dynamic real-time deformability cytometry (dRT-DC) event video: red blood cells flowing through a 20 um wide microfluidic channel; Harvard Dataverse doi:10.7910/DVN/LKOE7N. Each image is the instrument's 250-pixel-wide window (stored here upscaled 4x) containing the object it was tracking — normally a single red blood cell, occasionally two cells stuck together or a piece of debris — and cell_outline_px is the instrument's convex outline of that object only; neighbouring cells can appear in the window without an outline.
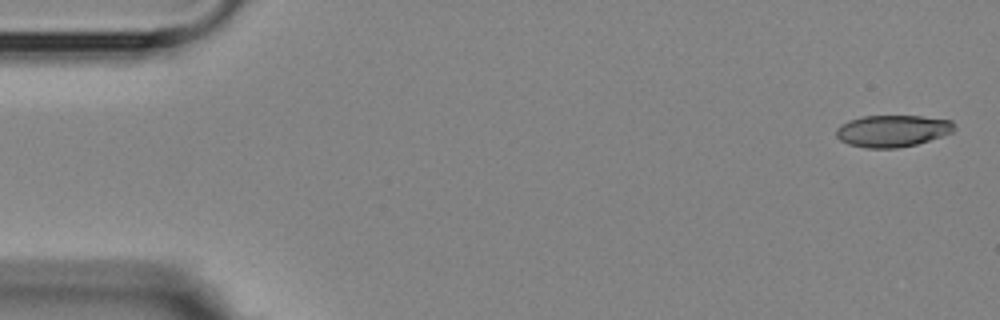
{"species": "Egyptian fruit bat (a non-hibernating species)", "species_latin": "Rousettus aegyptiacus", "temperature_condition": "room temperature", "stored_images_in_passage": 5, "camera_frame_rate_fps": 3000, "um_per_image_px": 0.085, "animal": {"sex": "female"}, "frame": {"image": 1, "passage_image": 1, "time_ms": 0.0, "image_size_px": [1000, 320], "cell_outline_px": [[956, 128], [952, 132], [916, 144], [896, 148], [864, 148], [848, 144], [840, 140], [836, 136], [836, 128], [840, 124], [848, 120], [864, 116], [920, 116], [952, 120]], "centroid_in_image_um": [75.82, 11.12], "position_along_channel_um": 9.2, "area_um2": 21.91}}
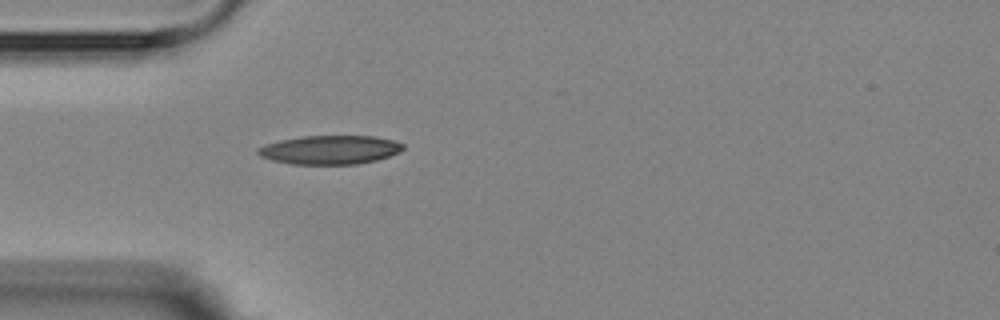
{"frame": {"image": 2, "passage_image": 5, "time_ms": 4.667, "image_size_px": [1000, 320], "cell_outline_px": [[404, 148], [400, 152], [376, 160], [356, 164], [292, 164], [272, 160], [260, 156], [256, 152], [256, 148], [264, 144], [280, 140], [300, 136], [372, 136], [392, 140], [404, 144]], "centroid_in_image_um": [28.01, 12.73], "position_along_channel_um": 57.0, "area_um2": 24.39}}